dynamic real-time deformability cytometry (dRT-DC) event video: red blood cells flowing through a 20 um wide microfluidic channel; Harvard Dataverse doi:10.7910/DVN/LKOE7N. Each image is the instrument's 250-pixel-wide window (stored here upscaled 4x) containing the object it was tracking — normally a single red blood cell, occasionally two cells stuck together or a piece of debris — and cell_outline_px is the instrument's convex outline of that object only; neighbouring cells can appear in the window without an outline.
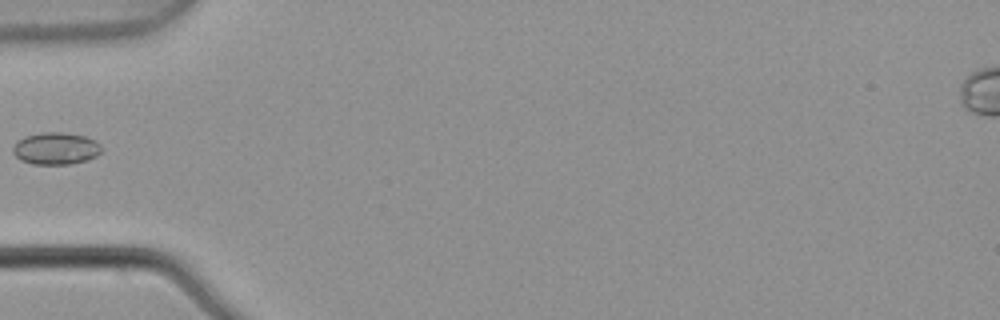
{"species": "common noctule bat (a hibernating species)", "species_latin": "Nyctalus noctula", "temperature_condition": "warm", "stored_images_in_passage": 1, "camera_frame_rate_fps": 3000, "um_per_image_px": 0.085, "animal": {"sex": "male", "body_mass_g": 21.5, "forearm_length_mm": 52.0}, "frame": {"image": 1, "passage_image": 1, "time_ms": 0.0, "image_size_px": [1000, 320], "cell_outline_px": [[104, 148], [96, 156], [88, 160], [68, 164], [32, 164], [20, 160], [12, 152], [12, 148], [24, 136], [40, 132], [64, 132], [84, 136], [96, 140]], "centroid_in_image_um": [4.77, 12.61], "position_along_channel_um": 80.2, "area_um2": 16.7}}